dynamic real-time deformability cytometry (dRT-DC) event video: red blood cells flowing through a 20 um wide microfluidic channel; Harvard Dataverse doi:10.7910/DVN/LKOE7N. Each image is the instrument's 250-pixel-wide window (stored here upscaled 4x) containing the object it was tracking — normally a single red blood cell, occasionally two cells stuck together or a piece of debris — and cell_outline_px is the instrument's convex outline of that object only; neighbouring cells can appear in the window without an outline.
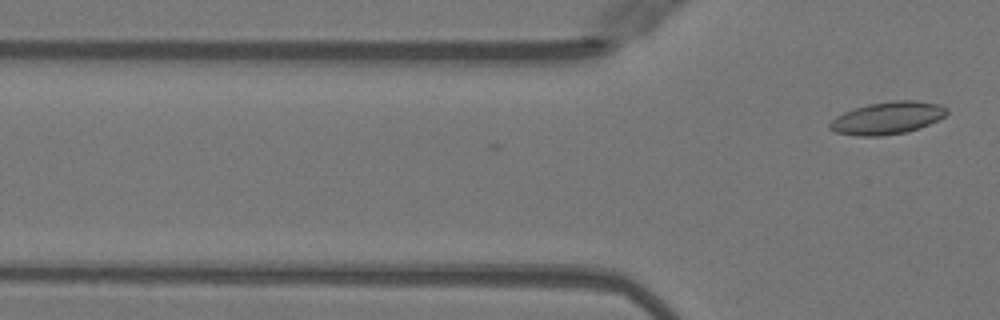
{"species": "Egyptian fruit bat (a non-hibernating species)", "species_latin": "Rousettus aegyptiacus", "temperature_condition": "warm", "stored_images_in_passage": 2, "camera_frame_rate_fps": 3000, "um_per_image_px": 0.085, "animal": {"sex": "female"}, "frame": {"image": 1, "passage_image": 2, "time_ms": 0.333, "image_size_px": [1000, 320], "cell_outline_px": [[948, 112], [944, 116], [920, 128], [904, 132], [880, 136], [856, 136], [836, 132], [828, 128], [828, 124], [836, 116], [844, 112], [868, 104], [896, 100], [916, 100], [940, 104], [948, 108]], "centroid_in_image_um": [75.42, 10.02], "position_along_channel_um": 50.4, "area_um2": 22.02}}